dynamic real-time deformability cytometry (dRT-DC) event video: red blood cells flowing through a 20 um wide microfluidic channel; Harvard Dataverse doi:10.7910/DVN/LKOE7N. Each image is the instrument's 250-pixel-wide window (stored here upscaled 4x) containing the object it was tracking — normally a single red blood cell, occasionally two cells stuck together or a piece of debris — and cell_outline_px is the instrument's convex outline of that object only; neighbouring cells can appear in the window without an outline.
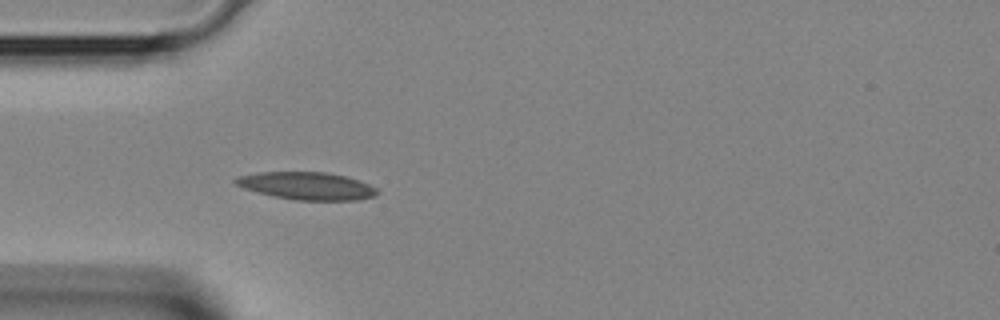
{"species": "Egyptian fruit bat (a non-hibernating species)", "species_latin": "Rousettus aegyptiacus", "temperature_condition": "room temperature", "stored_images_in_passage": 2, "camera_frame_rate_fps": 3000, "um_per_image_px": 0.085, "animal": {"sex": "female"}, "frame": {"image": 1, "passage_image": 2, "time_ms": 0.333, "image_size_px": [1000, 320], "cell_outline_px": [[380, 192], [376, 196], [356, 200], [296, 200], [272, 196], [244, 188], [236, 184], [232, 180], [236, 176], [260, 172], [328, 172], [360, 180], [380, 188]], "centroid_in_image_um": [26.13, 15.8], "position_along_channel_um": 58.9, "area_um2": 23.0}}